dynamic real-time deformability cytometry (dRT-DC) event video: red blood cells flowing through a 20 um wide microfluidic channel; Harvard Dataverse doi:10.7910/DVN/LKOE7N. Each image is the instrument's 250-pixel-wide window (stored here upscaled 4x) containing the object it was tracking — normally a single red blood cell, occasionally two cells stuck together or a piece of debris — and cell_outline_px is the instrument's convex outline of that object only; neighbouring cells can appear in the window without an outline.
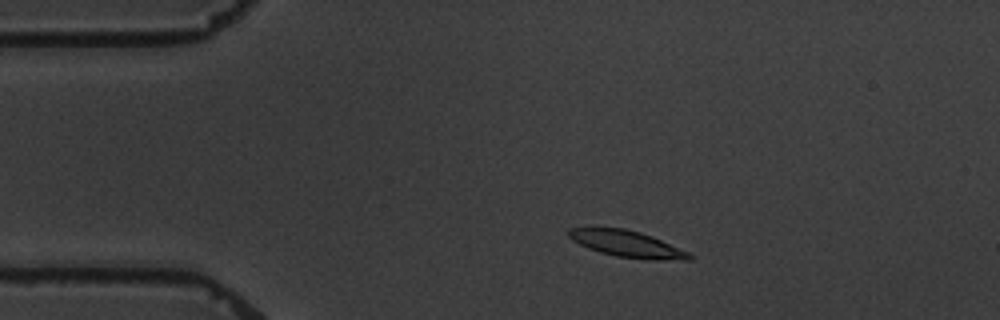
{"species": "common noctule bat (a hibernating species)", "species_latin": "Nyctalus noctula", "temperature_condition": "warm", "stored_images_in_passage": 7, "camera_frame_rate_fps": 3000, "um_per_image_px": 0.085, "animal": {"sex": "male", "body_mass_g": 19.5, "forearm_length_mm": 54.6}, "frame": {"image": 1, "passage_image": 2, "time_ms": 1.0, "image_size_px": [1000, 320], "cell_outline_px": [[692, 260], [652, 260], [616, 256], [600, 252], [588, 248], [572, 240], [568, 236], [568, 228], [592, 224], [596, 224], [624, 228], [640, 232], [652, 236], [692, 252]], "centroid_in_image_um": [53.25, 20.68], "position_along_channel_um": 31.7, "area_um2": 19.59}}
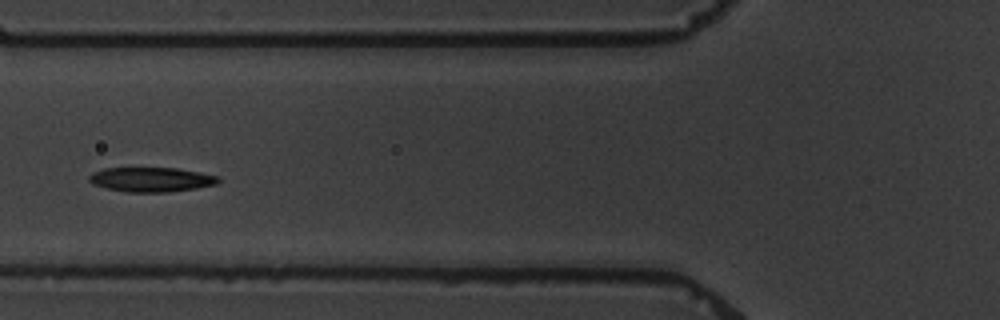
{"frame": {"image": 2, "passage_image": 5, "time_ms": 4.667, "image_size_px": [1000, 320], "cell_outline_px": [[220, 180], [216, 184], [196, 188], [168, 192], [124, 192], [92, 184], [88, 180], [88, 176], [92, 172], [104, 168], [176, 168], [200, 172], [220, 176]], "centroid_in_image_um": [12.85, 15.25], "position_along_channel_um": 113.0, "area_um2": 18.55}}
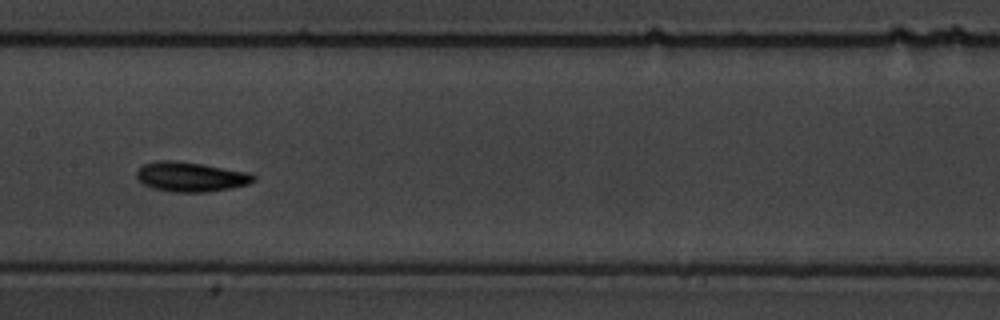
{"frame": {"image": 3, "passage_image": 7, "time_ms": 7.0, "image_size_px": [1000, 320], "cell_outline_px": [[256, 180], [248, 184], [228, 188], [204, 192], [172, 192], [152, 188], [144, 184], [136, 176], [136, 172], [144, 164], [160, 160], [176, 160], [204, 164], [248, 172], [256, 176]], "centroid_in_image_um": [16.22, 15.02], "position_along_channel_um": 191.2, "area_um2": 20.17}}